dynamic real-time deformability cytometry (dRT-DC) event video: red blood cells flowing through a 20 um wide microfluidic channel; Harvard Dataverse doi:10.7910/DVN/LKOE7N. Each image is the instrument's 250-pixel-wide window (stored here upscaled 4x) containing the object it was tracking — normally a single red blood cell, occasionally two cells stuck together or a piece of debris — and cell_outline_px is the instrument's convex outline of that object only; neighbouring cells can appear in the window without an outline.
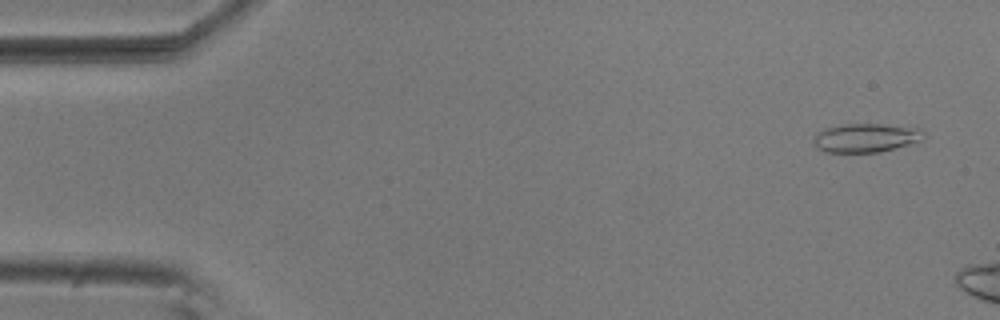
{"species": "common noctule bat (a hibernating species)", "species_latin": "Nyctalus noctula", "temperature_condition": "room temperature", "stored_images_in_passage": 9, "camera_frame_rate_fps": 3000, "um_per_image_px": 0.085, "animal": {"sex": "male", "body_mass_g": 20.5, "forearm_length_mm": 52.5}, "frame": {"image": 1, "passage_image": 2, "time_ms": 0.333, "image_size_px": [1000, 320], "cell_outline_px": [[924, 140], [912, 144], [880, 152], [824, 152], [812, 140], [812, 136], [816, 132], [824, 128], [840, 124], [880, 124], [920, 128], [924, 132]], "centroid_in_image_um": [73.61, 11.71], "position_along_channel_um": 11.4, "area_um2": 18.73}}